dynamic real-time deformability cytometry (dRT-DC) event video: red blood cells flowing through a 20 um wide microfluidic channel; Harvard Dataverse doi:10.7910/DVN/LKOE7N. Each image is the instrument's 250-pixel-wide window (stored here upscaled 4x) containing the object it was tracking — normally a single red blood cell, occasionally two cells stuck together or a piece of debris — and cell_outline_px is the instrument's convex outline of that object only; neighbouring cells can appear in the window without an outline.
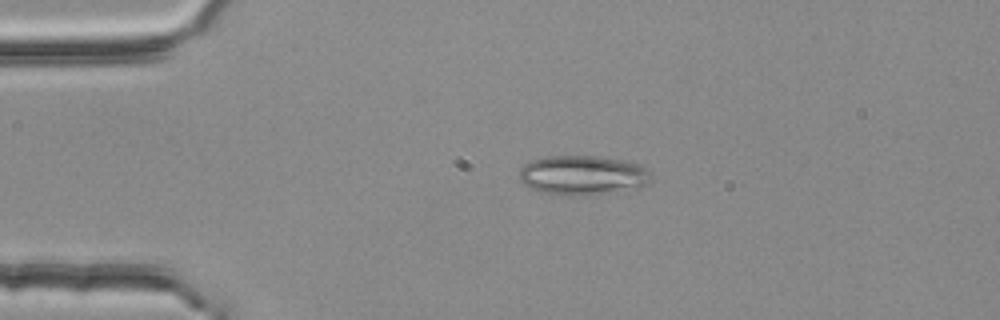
{"species": "common noctule bat (a hibernating species)", "species_latin": "Nyctalus noctula", "temperature_condition": "room temperature", "stored_images_in_passage": 45, "camera_frame_rate_fps": 3000, "um_per_image_px": 0.085, "animal": {"sex": "female", "body_mass_g": 25.1}, "frame": {"image": 1, "passage_image": 3, "time_ms": 0.667, "image_size_px": [1000, 320], "cell_outline_px": [[652, 180], [640, 188], [588, 196], [568, 196], [540, 192], [524, 184], [520, 180], [520, 168], [524, 164], [532, 160], [548, 156], [600, 156], [640, 164], [652, 176]], "centroid_in_image_um": [49.54, 14.91], "position_along_channel_um": 35.5, "area_um2": 30.63}}
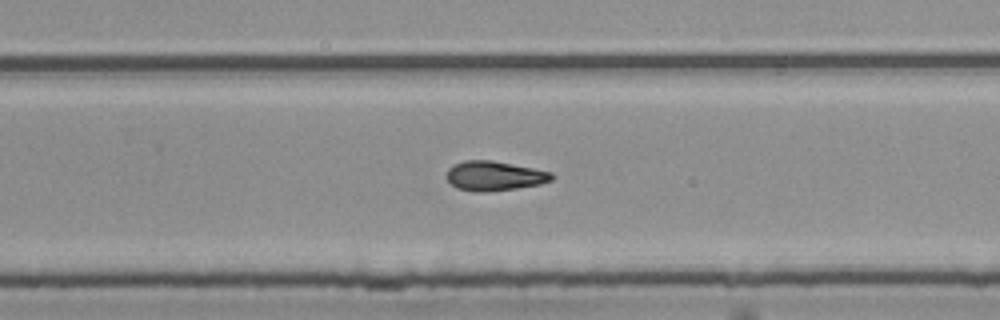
{"frame": {"image": 2, "passage_image": 26, "time_ms": 8.333, "image_size_px": [1000, 320], "cell_outline_px": [[556, 176], [552, 180], [540, 184], [516, 188], [484, 192], [476, 192], [456, 188], [448, 180], [448, 168], [464, 160], [492, 160], [552, 172]], "centroid_in_image_um": [42.05, 14.95], "position_along_channel_um": 287.8, "area_um2": 17.98}}
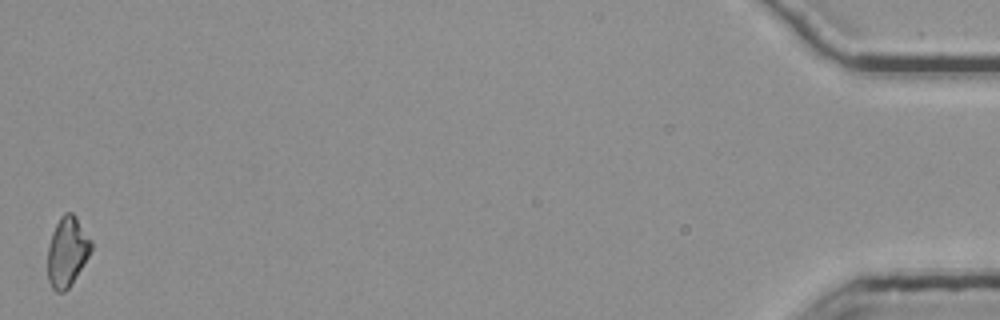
{"frame": {"image": 3, "passage_image": 45, "time_ms": 14.667, "image_size_px": [1000, 320], "cell_outline_px": [[92, 248], [88, 256], [72, 284], [64, 292], [56, 292], [52, 288], [48, 280], [48, 248], [52, 232], [60, 216], [64, 212], [72, 212], [76, 216], [92, 240]], "centroid_in_image_um": [5.71, 21.38], "position_along_channel_um": 429.5, "area_um2": 17.74}, "authors_computed_cell_mechanics": {"area_um2": 17.9758, "velocity_mm_per_s": 3.7956, "shape_relaxation_time_tau1_ms": 9.3318, "shape_relaxation_time_tau2_ms": null, "deformation_change_tau1": 0.2247, "deformation_change_tau2": null}}